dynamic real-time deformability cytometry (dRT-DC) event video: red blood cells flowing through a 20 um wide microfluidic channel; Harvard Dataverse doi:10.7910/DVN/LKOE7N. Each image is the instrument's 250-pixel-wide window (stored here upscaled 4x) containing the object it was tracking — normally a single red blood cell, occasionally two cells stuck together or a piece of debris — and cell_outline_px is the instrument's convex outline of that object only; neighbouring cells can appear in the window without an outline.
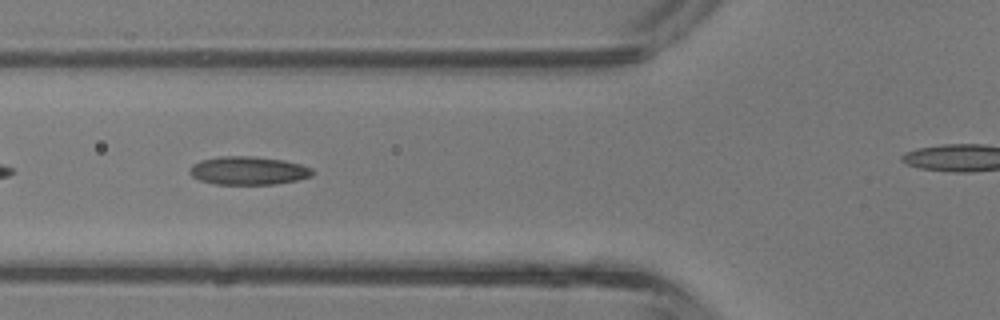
{"species": "common noctule bat (a hibernating species)", "species_latin": "Nyctalus noctula", "temperature_condition": "room temperature", "stored_images_in_passage": 6, "camera_frame_rate_fps": 3000, "um_per_image_px": 0.085, "animal": {"sex": "male", "body_mass_g": 13.3}, "frame": {"image": 1, "passage_image": 4, "time_ms": 1.0, "image_size_px": [1000, 320], "cell_outline_px": [[312, 176], [296, 180], [272, 184], [216, 184], [200, 180], [192, 176], [188, 172], [192, 164], [200, 160], [220, 156], [252, 156], [284, 160], [300, 164], [312, 168]], "centroid_in_image_um": [21.07, 14.49], "position_along_channel_um": 104.7, "area_um2": 20.17}}